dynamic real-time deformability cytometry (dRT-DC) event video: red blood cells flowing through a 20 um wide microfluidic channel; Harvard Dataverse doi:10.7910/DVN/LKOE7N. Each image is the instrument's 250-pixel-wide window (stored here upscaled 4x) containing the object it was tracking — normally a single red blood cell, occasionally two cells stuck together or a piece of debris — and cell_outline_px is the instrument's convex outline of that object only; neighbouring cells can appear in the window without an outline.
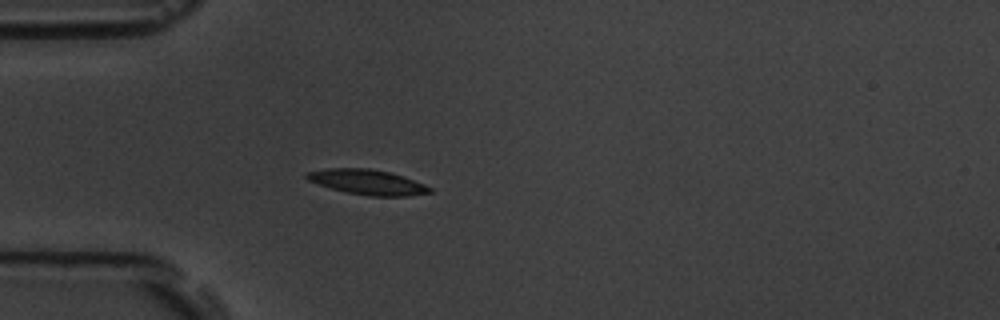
{"species": "common noctule bat (a hibernating species)", "species_latin": "Nyctalus noctula", "temperature_condition": "room temperature", "stored_images_in_passage": 1, "camera_frame_rate_fps": 3000, "um_per_image_px": 0.085, "animal": {"sex": "male", "body_mass_g": 19.5, "forearm_length_mm": 54.6}, "frame": {"image": 1, "passage_image": 1, "time_ms": 0.0, "image_size_px": [1000, 320], "cell_outline_px": [[432, 192], [408, 196], [368, 196], [344, 192], [308, 180], [304, 176], [304, 172], [328, 168], [368, 168], [392, 172], [404, 176], [424, 184], [432, 188]], "centroid_in_image_um": [31.24, 15.47], "position_along_channel_um": 53.8, "area_um2": 18.09}}